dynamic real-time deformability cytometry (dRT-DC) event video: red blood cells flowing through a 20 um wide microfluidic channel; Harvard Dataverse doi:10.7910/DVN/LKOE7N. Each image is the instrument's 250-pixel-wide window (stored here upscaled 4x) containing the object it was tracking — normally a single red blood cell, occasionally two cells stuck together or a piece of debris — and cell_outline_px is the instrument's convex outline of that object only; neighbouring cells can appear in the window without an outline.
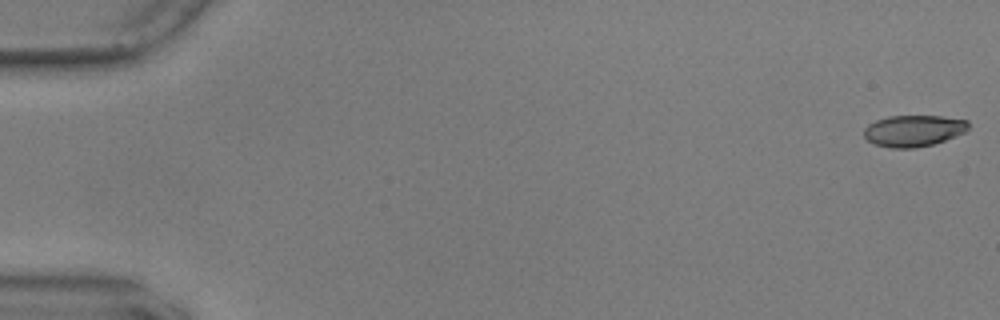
{"species": "common noctule bat (a hibernating species)", "species_latin": "Nyctalus noctula", "temperature_condition": "warm", "stored_images_in_passage": 56, "camera_frame_rate_fps": 3000, "um_per_image_px": 0.085, "animal": {"sex": "male", "body_mass_g": 17.9, "forearm_length_mm": 54.2}, "frame": {"image": 1, "passage_image": 1, "time_ms": 0.0, "image_size_px": [1000, 320], "cell_outline_px": [[968, 128], [964, 132], [944, 140], [932, 144], [916, 148], [888, 148], [876, 144], [868, 140], [864, 136], [864, 128], [868, 124], [876, 120], [888, 116], [940, 116], [968, 120]], "centroid_in_image_um": [77.62, 11.11], "position_along_channel_um": 7.4, "area_um2": 19.02}}
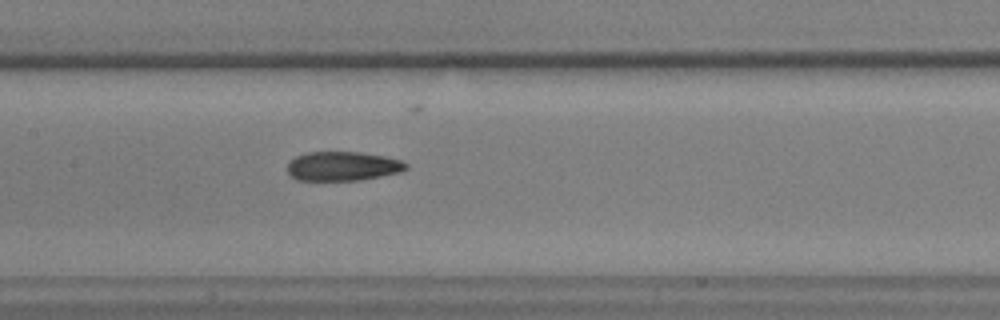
{"frame": {"image": 2, "passage_image": 28, "time_ms": 9.0, "image_size_px": [1000, 320], "cell_outline_px": [[408, 168], [400, 172], [360, 180], [296, 180], [288, 172], [288, 164], [296, 156], [308, 152], [360, 152], [384, 156], [400, 160], [408, 164]], "centroid_in_image_um": [29.14, 14.12], "position_along_channel_um": 178.3, "area_um2": 20.06}}
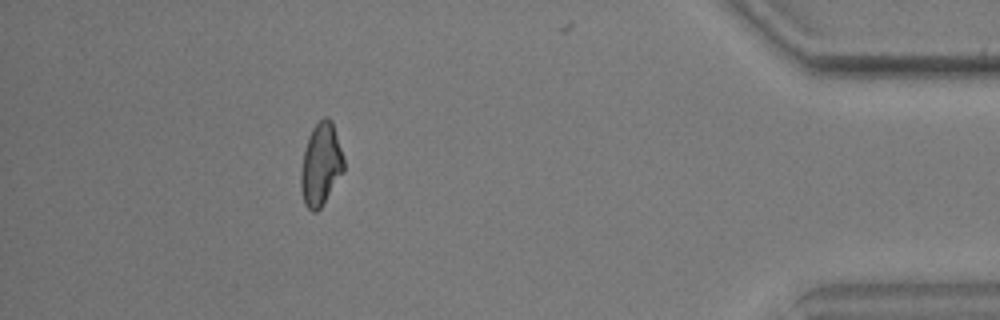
{"frame": {"image": 3, "passage_image": 51, "time_ms": 16.667, "image_size_px": [1000, 320], "cell_outline_px": [[344, 172], [320, 208], [316, 212], [312, 212], [304, 204], [300, 188], [300, 172], [304, 152], [308, 136], [312, 128], [324, 116], [328, 116], [332, 120], [344, 156]], "centroid_in_image_um": [27.28, 13.97], "position_along_channel_um": 407.9, "area_um2": 20.87}, "authors_computed_cell_mechanics": {"area_um2": 20.519, "velocity_mm_per_s": 3.6075, "shape_relaxation_time_tau1_ms": null, "shape_relaxation_time_tau2_ms": 2.2485, "deformation_change_tau1": null, "deformation_change_tau2": 0.083}}